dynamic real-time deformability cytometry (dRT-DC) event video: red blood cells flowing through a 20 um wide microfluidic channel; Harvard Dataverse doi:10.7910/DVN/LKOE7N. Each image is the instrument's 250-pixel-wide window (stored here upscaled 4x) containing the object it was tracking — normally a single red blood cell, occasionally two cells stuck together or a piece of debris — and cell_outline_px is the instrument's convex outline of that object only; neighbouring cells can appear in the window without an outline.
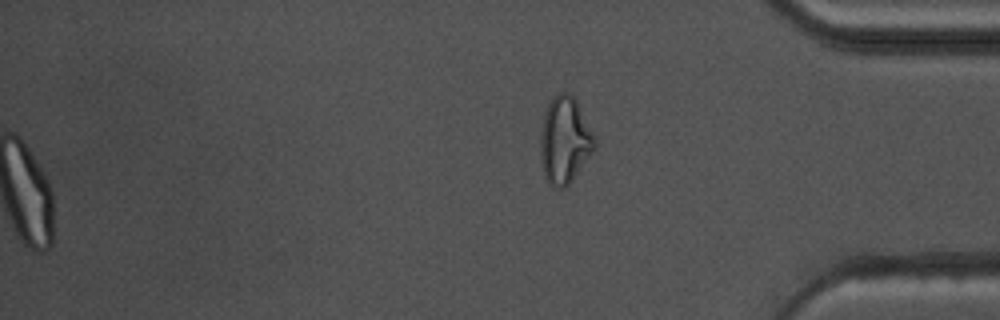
{"species": "common noctule bat (a hibernating species)", "species_latin": "Nyctalus noctula", "temperature_condition": "warm", "stored_images_in_passage": 42, "segment_of_instrument_passage": [2, 2], "camera_frame_rate_fps": 3000, "um_per_image_px": 0.085, "animal": {"sex": "male", "body_mass_g": 17.5, "forearm_length_mm": 52.3}, "frame": {"image": 1, "passage_image": 42, "time_ms": 13.667, "image_size_px": [1000, 320], "cell_outline_px": [[596, 148], [568, 184], [564, 188], [552, 188], [548, 184], [544, 176], [540, 156], [540, 132], [544, 112], [552, 96], [560, 92], [568, 92], [576, 100], [596, 136]], "centroid_in_image_um": [47.99, 11.91], "position_along_channel_um": 387.2, "area_um2": 27.74}}